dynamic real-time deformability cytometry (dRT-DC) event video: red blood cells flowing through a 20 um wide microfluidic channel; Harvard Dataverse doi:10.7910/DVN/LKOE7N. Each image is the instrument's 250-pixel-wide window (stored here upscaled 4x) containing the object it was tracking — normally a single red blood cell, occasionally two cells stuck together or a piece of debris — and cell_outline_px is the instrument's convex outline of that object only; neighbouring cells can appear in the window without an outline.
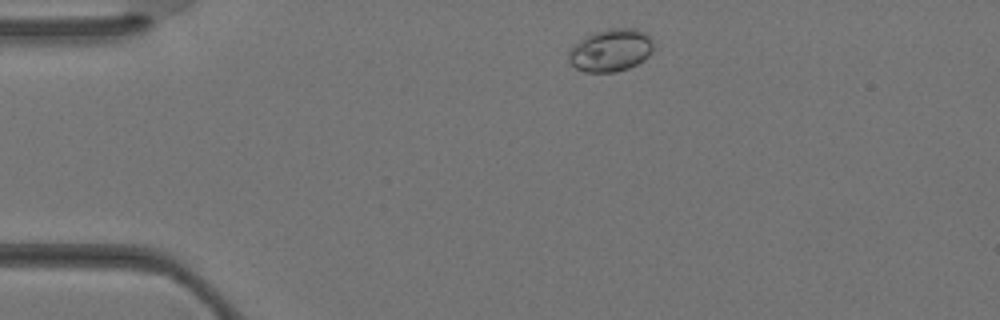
{"species": "Egyptian fruit bat (a non-hibernating species)", "species_latin": "Rousettus aegyptiacus", "temperature_condition": "warm", "stored_images_in_passage": 31, "camera_frame_rate_fps": 3000, "um_per_image_px": 0.085, "animal": {"sex": "female"}, "frame": {"image": 1, "passage_image": 2, "time_ms": 0.333, "image_size_px": [1000, 320], "cell_outline_px": [[652, 52], [644, 60], [628, 68], [616, 72], [584, 72], [576, 68], [568, 60], [568, 56], [572, 48], [580, 40], [596, 32], [608, 28], [636, 28], [644, 32], [652, 40]], "centroid_in_image_um": [51.93, 4.28], "position_along_channel_um": 33.1, "area_um2": 20.81}}
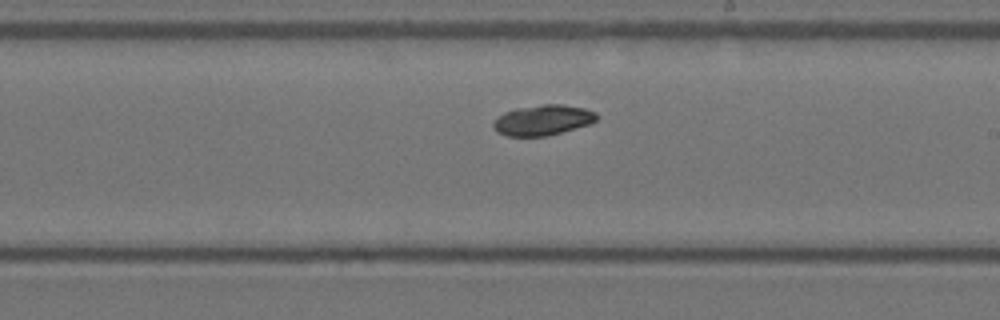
{"frame": {"image": 2, "passage_image": 16, "time_ms": 5.0, "image_size_px": [1000, 320], "cell_outline_px": [[600, 116], [596, 120], [588, 124], [548, 136], [504, 136], [496, 132], [492, 124], [504, 112], [516, 108], [544, 104], [560, 104], [584, 108], [596, 112]], "centroid_in_image_um": [46.14, 10.21], "position_along_channel_um": 242.9, "area_um2": 18.26}}
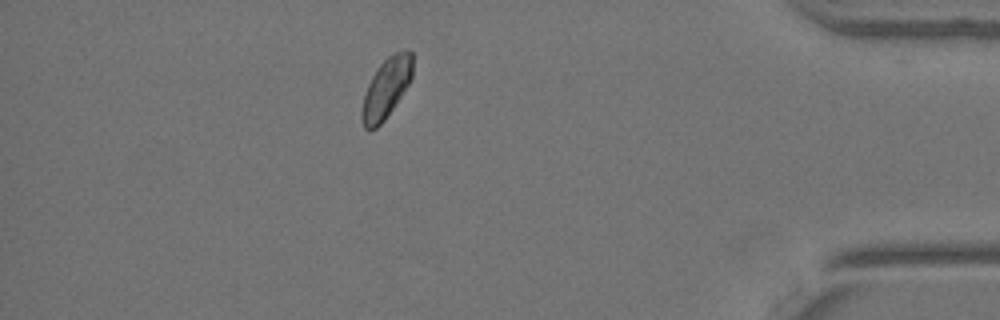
{"frame": {"image": 3, "passage_image": 27, "time_ms": 8.667, "image_size_px": [1000, 320], "cell_outline_px": [[412, 76], [408, 84], [384, 120], [376, 128], [364, 128], [360, 116], [360, 112], [364, 96], [368, 84], [372, 76], [380, 64], [388, 56], [396, 52], [412, 52]], "centroid_in_image_um": [32.8, 7.51], "position_along_channel_um": 402.4, "area_um2": 17.22}}